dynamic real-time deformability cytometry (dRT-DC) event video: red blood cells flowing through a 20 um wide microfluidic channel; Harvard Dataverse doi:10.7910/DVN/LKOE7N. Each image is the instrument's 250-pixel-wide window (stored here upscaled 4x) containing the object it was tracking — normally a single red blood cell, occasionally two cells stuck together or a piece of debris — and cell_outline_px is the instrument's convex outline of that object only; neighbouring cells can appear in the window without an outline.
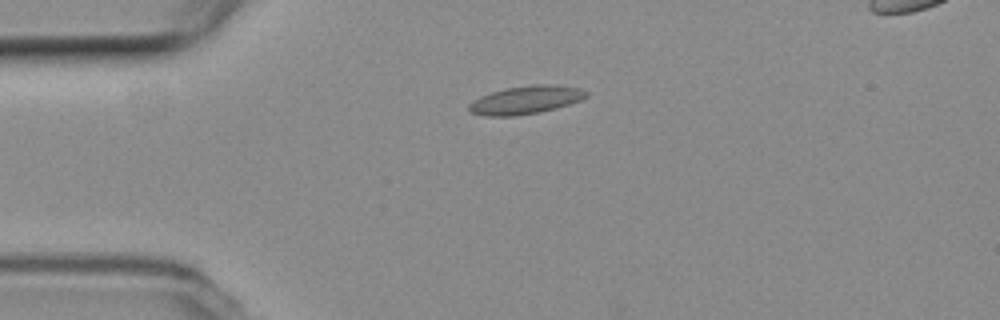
{"species": "common noctule bat (a hibernating species)", "species_latin": "Nyctalus noctula", "temperature_condition": "room temperature", "stored_images_in_passage": 43, "camera_frame_rate_fps": 3000, "um_per_image_px": 0.085, "animal": {"sex": "female", "body_mass_g": 19.3, "forearm_length_mm": 54.1}, "frame": {"image": 1, "passage_image": 1, "time_ms": 0.0, "image_size_px": [1000, 320], "cell_outline_px": [[588, 96], [580, 100], [556, 108], [536, 112], [512, 116], [488, 116], [472, 112], [468, 108], [468, 104], [472, 100], [480, 96], [504, 88], [532, 84], [556, 84], [580, 88], [588, 92]], "centroid_in_image_um": [44.69, 8.47], "position_along_channel_um": 40.3, "area_um2": 19.19}}
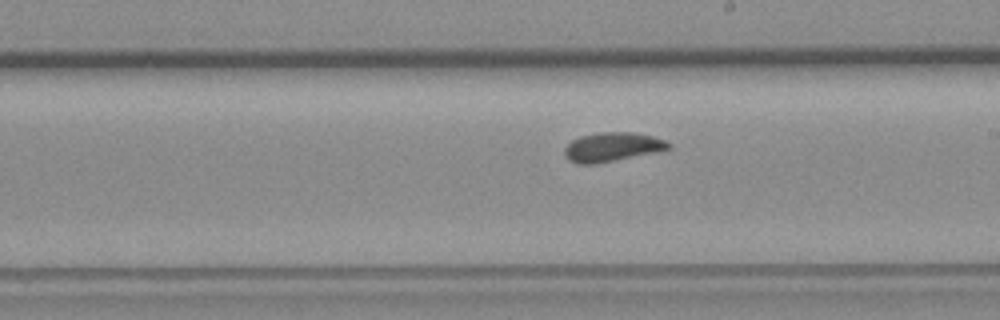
{"frame": {"image": 2, "passage_image": 19, "time_ms": 6.0, "image_size_px": [1000, 320], "cell_outline_px": [[672, 148], [660, 152], [596, 164], [580, 164], [568, 160], [564, 156], [564, 148], [572, 140], [580, 136], [600, 132], [632, 132], [652, 136], [664, 140], [672, 144]], "centroid_in_image_um": [52.06, 12.5], "position_along_channel_um": 236.9, "area_um2": 17.92}}
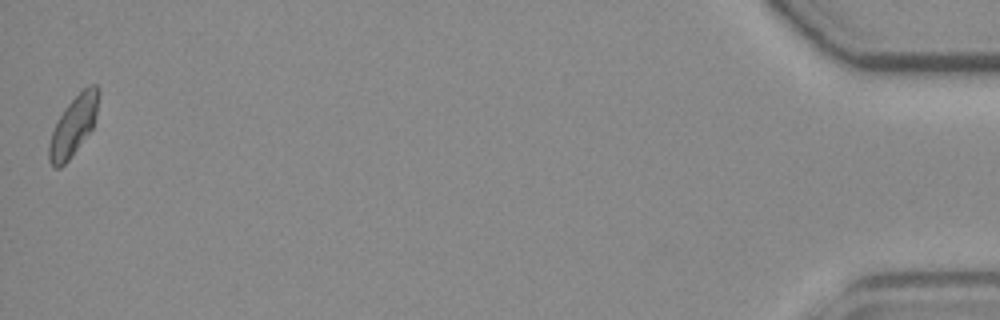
{"frame": {"image": 3, "passage_image": 43, "time_ms": 14.0, "image_size_px": [1000, 320], "cell_outline_px": [[100, 92], [96, 116], [92, 128], [68, 160], [60, 168], [52, 168], [48, 160], [48, 144], [56, 120], [64, 108], [88, 84], [96, 84], [100, 88]], "centroid_in_image_um": [6.23, 10.68], "position_along_channel_um": 429.0, "area_um2": 17.22}}